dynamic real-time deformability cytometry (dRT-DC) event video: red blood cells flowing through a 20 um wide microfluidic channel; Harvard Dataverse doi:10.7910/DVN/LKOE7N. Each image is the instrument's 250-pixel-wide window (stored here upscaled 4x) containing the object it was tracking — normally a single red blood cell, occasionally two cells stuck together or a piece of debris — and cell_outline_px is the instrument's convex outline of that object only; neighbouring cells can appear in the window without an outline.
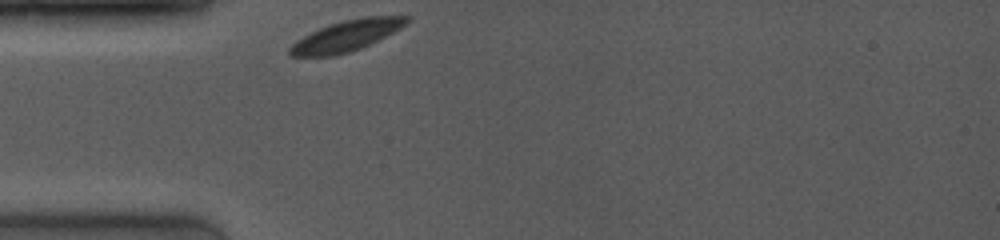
{"species": "common noctule bat (a hibernating species)", "species_latin": "Nyctalus noctula", "temperature_condition": "room temperature", "stored_images_in_passage": 28, "camera_frame_rate_fps": 4000, "um_per_image_px": 0.085, "animal": {"sex": "female", "body_mass_g": 19.0, "forearm_length_mm": 53.3}, "frame": {"image": 1, "passage_image": 1, "time_ms": 0.0, "image_size_px": [1000, 240], "cell_outline_px": [[408, 20], [400, 28], [360, 48], [348, 52], [332, 56], [292, 56], [288, 52], [288, 48], [296, 40], [328, 24], [344, 20], [364, 16], [408, 16]], "centroid_in_image_um": [29.39, 3.04], "position_along_channel_um": 55.6, "area_um2": 20.52}}
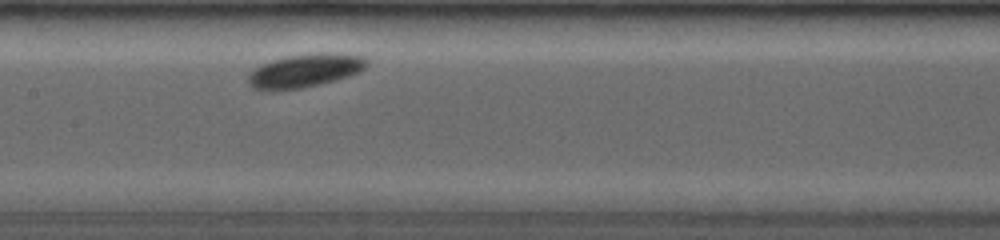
{"frame": {"image": 2, "passage_image": 11, "time_ms": 3.5, "image_size_px": [1000, 240], "cell_outline_px": [[368, 64], [360, 72], [336, 80], [320, 84], [300, 88], [268, 92], [264, 92], [252, 88], [248, 84], [248, 76], [260, 64], [272, 60], [288, 56], [328, 52], [332, 52], [360, 56], [368, 60]], "centroid_in_image_um": [25.88, 6.03], "position_along_channel_um": 181.5, "area_um2": 23.24}}
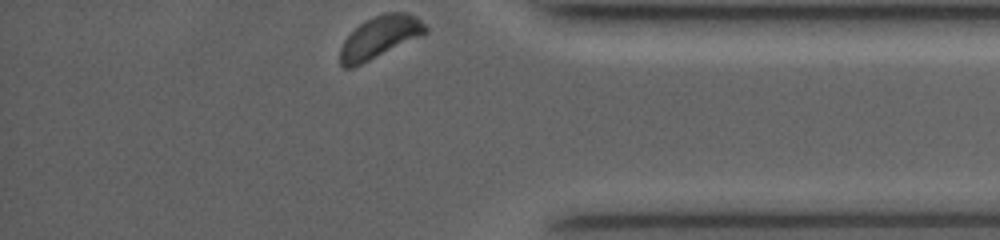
{"frame": {"image": 3, "passage_image": 28, "time_ms": 9.5, "image_size_px": [1000, 240], "cell_outline_px": [[428, 32], [424, 36], [352, 68], [344, 68], [340, 64], [340, 48], [344, 40], [360, 24], [384, 12], [404, 12], [416, 16], [428, 28]], "centroid_in_image_um": [32.32, 3.17], "position_along_channel_um": 402.9, "area_um2": 20.92}}